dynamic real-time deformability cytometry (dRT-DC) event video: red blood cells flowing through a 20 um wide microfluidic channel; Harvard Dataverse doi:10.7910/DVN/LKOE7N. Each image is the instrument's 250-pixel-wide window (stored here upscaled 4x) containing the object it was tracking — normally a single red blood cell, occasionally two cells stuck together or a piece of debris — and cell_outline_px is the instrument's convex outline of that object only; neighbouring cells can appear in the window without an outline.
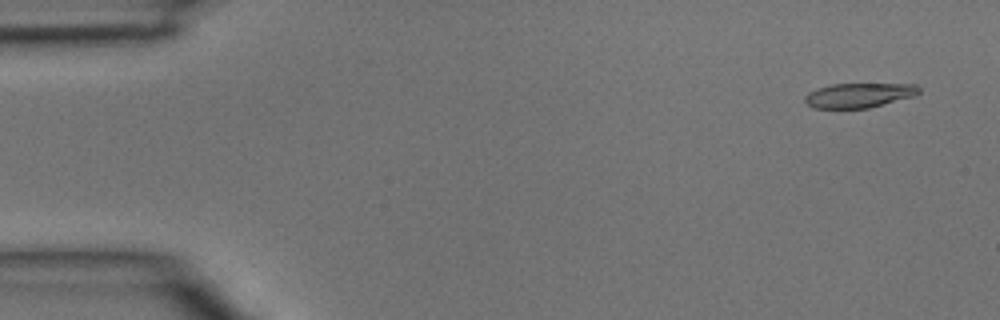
{"species": "common noctule bat (a hibernating species)", "species_latin": "Nyctalus noctula", "temperature_condition": "room temperature", "stored_images_in_passage": 4, "camera_frame_rate_fps": 3000, "um_per_image_px": 0.085, "animal": {"sex": "male", "body_mass_g": 15.6}, "frame": {"image": 1, "passage_image": 1, "time_ms": 0.0, "image_size_px": [1000, 320], "cell_outline_px": [[920, 92], [916, 96], [868, 108], [812, 108], [804, 100], [804, 96], [808, 92], [816, 88], [832, 84], [916, 84], [920, 88]], "centroid_in_image_um": [73.02, 8.09], "position_along_channel_um": 12.0, "area_um2": 16.47}}
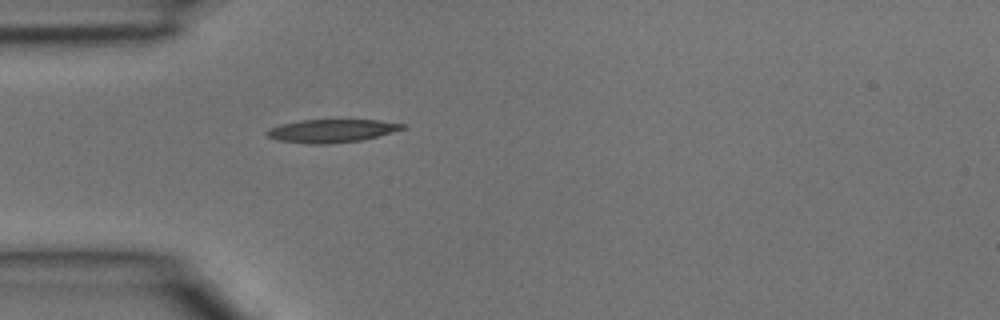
{"frame": {"image": 2, "passage_image": 4, "time_ms": 1.0, "image_size_px": [1000, 320], "cell_outline_px": [[408, 128], [360, 140], [328, 144], [312, 144], [276, 140], [268, 136], [264, 132], [280, 124], [300, 120], [380, 120], [404, 124]], "centroid_in_image_um": [28.19, 11.12], "position_along_channel_um": 56.8, "area_um2": 18.15}}